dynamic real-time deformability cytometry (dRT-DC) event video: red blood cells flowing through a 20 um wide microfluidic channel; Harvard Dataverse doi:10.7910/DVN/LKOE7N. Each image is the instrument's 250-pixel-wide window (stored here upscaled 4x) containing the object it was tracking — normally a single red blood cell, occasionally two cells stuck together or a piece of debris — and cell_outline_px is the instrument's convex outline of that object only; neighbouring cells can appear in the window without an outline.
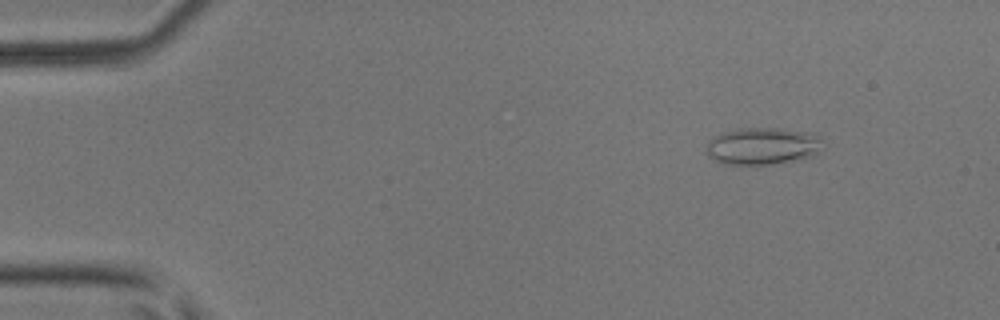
{"species": "common noctule bat (a hibernating species)", "species_latin": "Nyctalus noctula", "temperature_condition": "room temperature", "stored_images_in_passage": 4, "camera_frame_rate_fps": 3000, "um_per_image_px": 0.085, "animal": {"sex": "male", "body_mass_g": 17.9, "forearm_length_mm": 54.2}, "frame": {"image": 1, "passage_image": 1, "time_ms": 0.0, "image_size_px": [1000, 320], "cell_outline_px": [[824, 148], [820, 152], [812, 156], [796, 160], [772, 164], [724, 164], [712, 160], [704, 152], [704, 148], [708, 140], [712, 136], [720, 132], [736, 128], [780, 128], [816, 132], [824, 140]], "centroid_in_image_um": [64.83, 12.39], "position_along_channel_um": 20.2, "area_um2": 26.24}}